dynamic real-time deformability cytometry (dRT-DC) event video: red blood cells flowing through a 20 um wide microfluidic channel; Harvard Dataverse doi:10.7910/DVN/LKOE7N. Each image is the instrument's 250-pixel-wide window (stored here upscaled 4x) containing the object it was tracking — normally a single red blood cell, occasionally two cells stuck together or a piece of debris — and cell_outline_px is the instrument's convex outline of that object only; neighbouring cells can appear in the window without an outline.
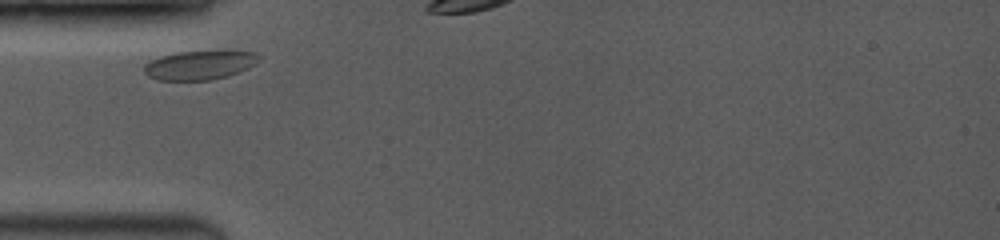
{"species": "common noctule bat (a hibernating species)", "species_latin": "Nyctalus noctula", "temperature_condition": "room temperature", "stored_images_in_passage": 34, "camera_frame_rate_fps": 3500, "um_per_image_px": 0.085, "animal": {"sex": "female", "body_mass_g": 19.0, "forearm_length_mm": 53.3}, "frame": {"image": 1, "passage_image": 1, "time_ms": 0.0, "image_size_px": [1000, 240], "cell_outline_px": [[260, 56], [248, 68], [228, 76], [212, 80], [156, 80], [148, 76], [144, 72], [144, 64], [160, 56], [176, 52], [224, 48], [228, 48], [256, 52]], "centroid_in_image_um": [17.0, 5.48], "position_along_channel_um": 68.0, "area_um2": 20.23}}
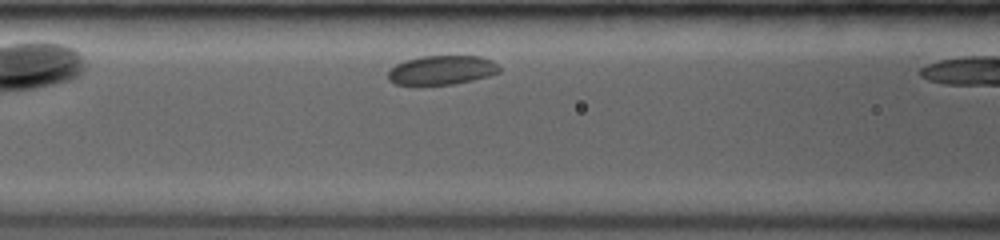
{"frame": {"image": 2, "passage_image": 5, "time_ms": 1.714, "image_size_px": [1000, 240], "cell_outline_px": [[500, 72], [488, 76], [472, 80], [452, 84], [416, 88], [396, 84], [388, 80], [388, 72], [396, 64], [404, 60], [420, 56], [480, 56], [492, 60], [500, 68]], "centroid_in_image_um": [37.48, 6.0], "position_along_channel_um": 129.1, "area_um2": 19.59}}